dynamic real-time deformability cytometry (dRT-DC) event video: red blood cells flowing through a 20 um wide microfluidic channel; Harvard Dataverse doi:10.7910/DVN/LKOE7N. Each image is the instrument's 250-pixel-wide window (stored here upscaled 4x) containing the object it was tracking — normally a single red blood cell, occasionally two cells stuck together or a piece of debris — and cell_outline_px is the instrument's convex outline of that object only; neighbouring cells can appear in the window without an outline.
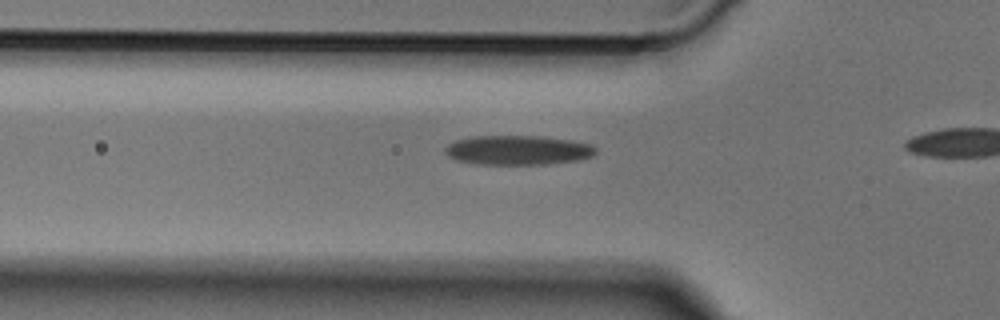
{"species": "Egyptian fruit bat (a non-hibernating species)", "species_latin": "Rousettus aegyptiacus", "temperature_condition": "cold", "stored_images_in_passage": 5, "camera_frame_rate_fps": 3000, "um_per_image_px": 0.085, "animal": {"sex": "male"}, "frame": {"image": 1, "passage_image": 3, "time_ms": 0.667, "image_size_px": [1000, 320], "cell_outline_px": [[596, 152], [592, 156], [580, 160], [548, 164], [476, 164], [456, 160], [448, 156], [444, 152], [444, 148], [448, 144], [456, 140], [472, 136], [540, 136], [572, 140], [592, 144], [596, 148]], "centroid_in_image_um": [44.02, 12.76], "position_along_channel_um": 81.8, "area_um2": 26.07}}